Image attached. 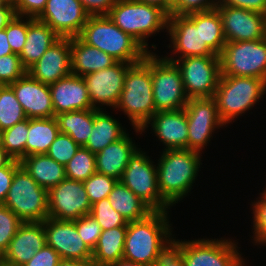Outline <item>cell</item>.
Here are the masks:
<instances>
[{"label": "cell", "instance_id": "obj_1", "mask_svg": "<svg viewBox=\"0 0 266 266\" xmlns=\"http://www.w3.org/2000/svg\"><path fill=\"white\" fill-rule=\"evenodd\" d=\"M169 211H154L145 219L128 222L123 258L153 265L172 245Z\"/></svg>", "mask_w": 266, "mask_h": 266}, {"label": "cell", "instance_id": "obj_2", "mask_svg": "<svg viewBox=\"0 0 266 266\" xmlns=\"http://www.w3.org/2000/svg\"><path fill=\"white\" fill-rule=\"evenodd\" d=\"M201 154L189 149H163L157 163V180L162 199L170 207L192 190L202 165Z\"/></svg>", "mask_w": 266, "mask_h": 266}, {"label": "cell", "instance_id": "obj_3", "mask_svg": "<svg viewBox=\"0 0 266 266\" xmlns=\"http://www.w3.org/2000/svg\"><path fill=\"white\" fill-rule=\"evenodd\" d=\"M151 77V52L143 61L133 64L126 72L123 90L115 108L127 115L136 133L156 113Z\"/></svg>", "mask_w": 266, "mask_h": 266}, {"label": "cell", "instance_id": "obj_4", "mask_svg": "<svg viewBox=\"0 0 266 266\" xmlns=\"http://www.w3.org/2000/svg\"><path fill=\"white\" fill-rule=\"evenodd\" d=\"M78 37L117 62L136 64L143 61L149 53L131 35L115 25L108 15L89 16Z\"/></svg>", "mask_w": 266, "mask_h": 266}, {"label": "cell", "instance_id": "obj_5", "mask_svg": "<svg viewBox=\"0 0 266 266\" xmlns=\"http://www.w3.org/2000/svg\"><path fill=\"white\" fill-rule=\"evenodd\" d=\"M264 94L266 82L260 78L221 75L213 98L226 125L253 108Z\"/></svg>", "mask_w": 266, "mask_h": 266}, {"label": "cell", "instance_id": "obj_6", "mask_svg": "<svg viewBox=\"0 0 266 266\" xmlns=\"http://www.w3.org/2000/svg\"><path fill=\"white\" fill-rule=\"evenodd\" d=\"M108 17L148 52V37L168 28L169 16L160 8L136 0H116Z\"/></svg>", "mask_w": 266, "mask_h": 266}, {"label": "cell", "instance_id": "obj_7", "mask_svg": "<svg viewBox=\"0 0 266 266\" xmlns=\"http://www.w3.org/2000/svg\"><path fill=\"white\" fill-rule=\"evenodd\" d=\"M3 205L22 222H43L48 218V193L20 166L13 176Z\"/></svg>", "mask_w": 266, "mask_h": 266}, {"label": "cell", "instance_id": "obj_8", "mask_svg": "<svg viewBox=\"0 0 266 266\" xmlns=\"http://www.w3.org/2000/svg\"><path fill=\"white\" fill-rule=\"evenodd\" d=\"M172 246L181 254L185 266H245L237 244L231 239H173Z\"/></svg>", "mask_w": 266, "mask_h": 266}, {"label": "cell", "instance_id": "obj_9", "mask_svg": "<svg viewBox=\"0 0 266 266\" xmlns=\"http://www.w3.org/2000/svg\"><path fill=\"white\" fill-rule=\"evenodd\" d=\"M219 58L221 75L255 77L266 82V38L226 42Z\"/></svg>", "mask_w": 266, "mask_h": 266}, {"label": "cell", "instance_id": "obj_10", "mask_svg": "<svg viewBox=\"0 0 266 266\" xmlns=\"http://www.w3.org/2000/svg\"><path fill=\"white\" fill-rule=\"evenodd\" d=\"M174 57L165 56L180 70L186 96L189 99L213 97L221 76L219 56Z\"/></svg>", "mask_w": 266, "mask_h": 266}, {"label": "cell", "instance_id": "obj_11", "mask_svg": "<svg viewBox=\"0 0 266 266\" xmlns=\"http://www.w3.org/2000/svg\"><path fill=\"white\" fill-rule=\"evenodd\" d=\"M151 52V77L155 111L183 109L188 97L185 94L180 70L174 62Z\"/></svg>", "mask_w": 266, "mask_h": 266}, {"label": "cell", "instance_id": "obj_12", "mask_svg": "<svg viewBox=\"0 0 266 266\" xmlns=\"http://www.w3.org/2000/svg\"><path fill=\"white\" fill-rule=\"evenodd\" d=\"M140 149L130 158L120 181L154 211H167L170 206L162 199L158 188L157 166Z\"/></svg>", "mask_w": 266, "mask_h": 266}, {"label": "cell", "instance_id": "obj_13", "mask_svg": "<svg viewBox=\"0 0 266 266\" xmlns=\"http://www.w3.org/2000/svg\"><path fill=\"white\" fill-rule=\"evenodd\" d=\"M167 33L170 36L173 54L178 59L193 56H218L206 43H202L201 11L186 15L172 14L168 18Z\"/></svg>", "mask_w": 266, "mask_h": 266}, {"label": "cell", "instance_id": "obj_14", "mask_svg": "<svg viewBox=\"0 0 266 266\" xmlns=\"http://www.w3.org/2000/svg\"><path fill=\"white\" fill-rule=\"evenodd\" d=\"M184 109L187 114L188 149L201 153L210 142L212 132L225 124L213 97L190 98Z\"/></svg>", "mask_w": 266, "mask_h": 266}, {"label": "cell", "instance_id": "obj_15", "mask_svg": "<svg viewBox=\"0 0 266 266\" xmlns=\"http://www.w3.org/2000/svg\"><path fill=\"white\" fill-rule=\"evenodd\" d=\"M47 193L48 218L73 221L90 214L91 203L82 181L66 178Z\"/></svg>", "mask_w": 266, "mask_h": 266}, {"label": "cell", "instance_id": "obj_16", "mask_svg": "<svg viewBox=\"0 0 266 266\" xmlns=\"http://www.w3.org/2000/svg\"><path fill=\"white\" fill-rule=\"evenodd\" d=\"M133 64L116 62L109 68L82 76L85 82L92 107L103 109L100 106H113L115 109L121 92L127 70Z\"/></svg>", "mask_w": 266, "mask_h": 266}, {"label": "cell", "instance_id": "obj_17", "mask_svg": "<svg viewBox=\"0 0 266 266\" xmlns=\"http://www.w3.org/2000/svg\"><path fill=\"white\" fill-rule=\"evenodd\" d=\"M226 42L266 38V15L243 8L218 5Z\"/></svg>", "mask_w": 266, "mask_h": 266}, {"label": "cell", "instance_id": "obj_18", "mask_svg": "<svg viewBox=\"0 0 266 266\" xmlns=\"http://www.w3.org/2000/svg\"><path fill=\"white\" fill-rule=\"evenodd\" d=\"M89 16L79 0H47L36 19L46 23L61 38H72L79 36Z\"/></svg>", "mask_w": 266, "mask_h": 266}, {"label": "cell", "instance_id": "obj_19", "mask_svg": "<svg viewBox=\"0 0 266 266\" xmlns=\"http://www.w3.org/2000/svg\"><path fill=\"white\" fill-rule=\"evenodd\" d=\"M46 244L53 248L61 259L91 261L92 250L77 232L75 220H56L46 218L43 221Z\"/></svg>", "mask_w": 266, "mask_h": 266}, {"label": "cell", "instance_id": "obj_20", "mask_svg": "<svg viewBox=\"0 0 266 266\" xmlns=\"http://www.w3.org/2000/svg\"><path fill=\"white\" fill-rule=\"evenodd\" d=\"M28 119L55 117L49 85L28 73L9 84Z\"/></svg>", "mask_w": 266, "mask_h": 266}, {"label": "cell", "instance_id": "obj_21", "mask_svg": "<svg viewBox=\"0 0 266 266\" xmlns=\"http://www.w3.org/2000/svg\"><path fill=\"white\" fill-rule=\"evenodd\" d=\"M27 73L43 84L51 85L72 73L70 38H60Z\"/></svg>", "mask_w": 266, "mask_h": 266}, {"label": "cell", "instance_id": "obj_22", "mask_svg": "<svg viewBox=\"0 0 266 266\" xmlns=\"http://www.w3.org/2000/svg\"><path fill=\"white\" fill-rule=\"evenodd\" d=\"M150 124L158 140L164 144V150L188 149V124L184 108L156 112L141 129V132Z\"/></svg>", "mask_w": 266, "mask_h": 266}, {"label": "cell", "instance_id": "obj_23", "mask_svg": "<svg viewBox=\"0 0 266 266\" xmlns=\"http://www.w3.org/2000/svg\"><path fill=\"white\" fill-rule=\"evenodd\" d=\"M45 244L46 233L43 222H23L1 259L13 266H23Z\"/></svg>", "mask_w": 266, "mask_h": 266}, {"label": "cell", "instance_id": "obj_24", "mask_svg": "<svg viewBox=\"0 0 266 266\" xmlns=\"http://www.w3.org/2000/svg\"><path fill=\"white\" fill-rule=\"evenodd\" d=\"M49 87L55 116L64 112L94 109L82 76L71 73Z\"/></svg>", "mask_w": 266, "mask_h": 266}, {"label": "cell", "instance_id": "obj_25", "mask_svg": "<svg viewBox=\"0 0 266 266\" xmlns=\"http://www.w3.org/2000/svg\"><path fill=\"white\" fill-rule=\"evenodd\" d=\"M139 148L133 143L129 133L95 154L96 172L120 181L130 158Z\"/></svg>", "mask_w": 266, "mask_h": 266}, {"label": "cell", "instance_id": "obj_26", "mask_svg": "<svg viewBox=\"0 0 266 266\" xmlns=\"http://www.w3.org/2000/svg\"><path fill=\"white\" fill-rule=\"evenodd\" d=\"M60 38L46 23L28 17L26 41L19 54L23 67L28 70Z\"/></svg>", "mask_w": 266, "mask_h": 266}, {"label": "cell", "instance_id": "obj_27", "mask_svg": "<svg viewBox=\"0 0 266 266\" xmlns=\"http://www.w3.org/2000/svg\"><path fill=\"white\" fill-rule=\"evenodd\" d=\"M72 74L84 76L111 67L117 61L107 53L84 43L79 37L70 38Z\"/></svg>", "mask_w": 266, "mask_h": 266}, {"label": "cell", "instance_id": "obj_28", "mask_svg": "<svg viewBox=\"0 0 266 266\" xmlns=\"http://www.w3.org/2000/svg\"><path fill=\"white\" fill-rule=\"evenodd\" d=\"M20 165L38 185L47 191L66 179L65 166L47 154L26 156L20 160Z\"/></svg>", "mask_w": 266, "mask_h": 266}, {"label": "cell", "instance_id": "obj_29", "mask_svg": "<svg viewBox=\"0 0 266 266\" xmlns=\"http://www.w3.org/2000/svg\"><path fill=\"white\" fill-rule=\"evenodd\" d=\"M126 134L119 121L103 109H93V128L87 143L83 146L93 154L99 153L111 143Z\"/></svg>", "mask_w": 266, "mask_h": 266}, {"label": "cell", "instance_id": "obj_30", "mask_svg": "<svg viewBox=\"0 0 266 266\" xmlns=\"http://www.w3.org/2000/svg\"><path fill=\"white\" fill-rule=\"evenodd\" d=\"M108 200L127 222L139 221L148 217L154 210L136 196L121 181H117L108 195Z\"/></svg>", "mask_w": 266, "mask_h": 266}, {"label": "cell", "instance_id": "obj_31", "mask_svg": "<svg viewBox=\"0 0 266 266\" xmlns=\"http://www.w3.org/2000/svg\"><path fill=\"white\" fill-rule=\"evenodd\" d=\"M127 227H116L102 231L92 251L93 266H109L123 258Z\"/></svg>", "mask_w": 266, "mask_h": 266}, {"label": "cell", "instance_id": "obj_32", "mask_svg": "<svg viewBox=\"0 0 266 266\" xmlns=\"http://www.w3.org/2000/svg\"><path fill=\"white\" fill-rule=\"evenodd\" d=\"M59 132L56 117L28 119L25 157L46 154Z\"/></svg>", "mask_w": 266, "mask_h": 266}, {"label": "cell", "instance_id": "obj_33", "mask_svg": "<svg viewBox=\"0 0 266 266\" xmlns=\"http://www.w3.org/2000/svg\"><path fill=\"white\" fill-rule=\"evenodd\" d=\"M55 117L61 133L68 134L80 146L87 143L93 128V109L64 112Z\"/></svg>", "mask_w": 266, "mask_h": 266}, {"label": "cell", "instance_id": "obj_34", "mask_svg": "<svg viewBox=\"0 0 266 266\" xmlns=\"http://www.w3.org/2000/svg\"><path fill=\"white\" fill-rule=\"evenodd\" d=\"M201 35L202 43H206L219 56L226 44V39L223 33L222 19L216 8L201 11Z\"/></svg>", "mask_w": 266, "mask_h": 266}, {"label": "cell", "instance_id": "obj_35", "mask_svg": "<svg viewBox=\"0 0 266 266\" xmlns=\"http://www.w3.org/2000/svg\"><path fill=\"white\" fill-rule=\"evenodd\" d=\"M27 119L26 114L9 85H0V131Z\"/></svg>", "mask_w": 266, "mask_h": 266}, {"label": "cell", "instance_id": "obj_36", "mask_svg": "<svg viewBox=\"0 0 266 266\" xmlns=\"http://www.w3.org/2000/svg\"><path fill=\"white\" fill-rule=\"evenodd\" d=\"M28 135V118L13 127L1 132V145L15 160L25 157V146Z\"/></svg>", "mask_w": 266, "mask_h": 266}, {"label": "cell", "instance_id": "obj_37", "mask_svg": "<svg viewBox=\"0 0 266 266\" xmlns=\"http://www.w3.org/2000/svg\"><path fill=\"white\" fill-rule=\"evenodd\" d=\"M66 178L85 181L96 172L95 154L81 146L74 157L65 165Z\"/></svg>", "mask_w": 266, "mask_h": 266}, {"label": "cell", "instance_id": "obj_38", "mask_svg": "<svg viewBox=\"0 0 266 266\" xmlns=\"http://www.w3.org/2000/svg\"><path fill=\"white\" fill-rule=\"evenodd\" d=\"M90 214L101 226L102 231L116 227H127L128 224L124 217L112 208L108 198L93 203Z\"/></svg>", "mask_w": 266, "mask_h": 266}, {"label": "cell", "instance_id": "obj_39", "mask_svg": "<svg viewBox=\"0 0 266 266\" xmlns=\"http://www.w3.org/2000/svg\"><path fill=\"white\" fill-rule=\"evenodd\" d=\"M117 181L113 177L98 172H95L87 180L83 181L91 205L104 198H108Z\"/></svg>", "mask_w": 266, "mask_h": 266}, {"label": "cell", "instance_id": "obj_40", "mask_svg": "<svg viewBox=\"0 0 266 266\" xmlns=\"http://www.w3.org/2000/svg\"><path fill=\"white\" fill-rule=\"evenodd\" d=\"M80 147L68 134L59 132L46 154L59 164L65 166Z\"/></svg>", "mask_w": 266, "mask_h": 266}, {"label": "cell", "instance_id": "obj_41", "mask_svg": "<svg viewBox=\"0 0 266 266\" xmlns=\"http://www.w3.org/2000/svg\"><path fill=\"white\" fill-rule=\"evenodd\" d=\"M22 223L7 206L0 204V258Z\"/></svg>", "mask_w": 266, "mask_h": 266}, {"label": "cell", "instance_id": "obj_42", "mask_svg": "<svg viewBox=\"0 0 266 266\" xmlns=\"http://www.w3.org/2000/svg\"><path fill=\"white\" fill-rule=\"evenodd\" d=\"M26 18V20H25ZM9 45L15 54L22 52L28 30V17L15 15L5 28Z\"/></svg>", "mask_w": 266, "mask_h": 266}, {"label": "cell", "instance_id": "obj_43", "mask_svg": "<svg viewBox=\"0 0 266 266\" xmlns=\"http://www.w3.org/2000/svg\"><path fill=\"white\" fill-rule=\"evenodd\" d=\"M27 70L23 67L18 54L0 57V85H9L23 77Z\"/></svg>", "mask_w": 266, "mask_h": 266}, {"label": "cell", "instance_id": "obj_44", "mask_svg": "<svg viewBox=\"0 0 266 266\" xmlns=\"http://www.w3.org/2000/svg\"><path fill=\"white\" fill-rule=\"evenodd\" d=\"M260 200L252 202L253 239L255 243L266 245V190L260 193Z\"/></svg>", "mask_w": 266, "mask_h": 266}, {"label": "cell", "instance_id": "obj_45", "mask_svg": "<svg viewBox=\"0 0 266 266\" xmlns=\"http://www.w3.org/2000/svg\"><path fill=\"white\" fill-rule=\"evenodd\" d=\"M75 225L82 240L93 251L102 233L101 226L91 214L76 219Z\"/></svg>", "mask_w": 266, "mask_h": 266}, {"label": "cell", "instance_id": "obj_46", "mask_svg": "<svg viewBox=\"0 0 266 266\" xmlns=\"http://www.w3.org/2000/svg\"><path fill=\"white\" fill-rule=\"evenodd\" d=\"M217 0H173L172 14L186 15L193 12L208 11L214 9Z\"/></svg>", "mask_w": 266, "mask_h": 266}, {"label": "cell", "instance_id": "obj_47", "mask_svg": "<svg viewBox=\"0 0 266 266\" xmlns=\"http://www.w3.org/2000/svg\"><path fill=\"white\" fill-rule=\"evenodd\" d=\"M60 255L49 245L36 252V254L23 266H58Z\"/></svg>", "mask_w": 266, "mask_h": 266}, {"label": "cell", "instance_id": "obj_48", "mask_svg": "<svg viewBox=\"0 0 266 266\" xmlns=\"http://www.w3.org/2000/svg\"><path fill=\"white\" fill-rule=\"evenodd\" d=\"M47 0H16L14 3L17 16L37 18L45 8Z\"/></svg>", "mask_w": 266, "mask_h": 266}, {"label": "cell", "instance_id": "obj_49", "mask_svg": "<svg viewBox=\"0 0 266 266\" xmlns=\"http://www.w3.org/2000/svg\"><path fill=\"white\" fill-rule=\"evenodd\" d=\"M20 166V161L13 159L7 166L0 168V204L4 203L15 171Z\"/></svg>", "mask_w": 266, "mask_h": 266}, {"label": "cell", "instance_id": "obj_50", "mask_svg": "<svg viewBox=\"0 0 266 266\" xmlns=\"http://www.w3.org/2000/svg\"><path fill=\"white\" fill-rule=\"evenodd\" d=\"M90 16L108 15L116 0H79Z\"/></svg>", "mask_w": 266, "mask_h": 266}, {"label": "cell", "instance_id": "obj_51", "mask_svg": "<svg viewBox=\"0 0 266 266\" xmlns=\"http://www.w3.org/2000/svg\"><path fill=\"white\" fill-rule=\"evenodd\" d=\"M218 5L243 8L266 15V0H218Z\"/></svg>", "mask_w": 266, "mask_h": 266}, {"label": "cell", "instance_id": "obj_52", "mask_svg": "<svg viewBox=\"0 0 266 266\" xmlns=\"http://www.w3.org/2000/svg\"><path fill=\"white\" fill-rule=\"evenodd\" d=\"M152 266H185L181 254L171 245Z\"/></svg>", "mask_w": 266, "mask_h": 266}, {"label": "cell", "instance_id": "obj_53", "mask_svg": "<svg viewBox=\"0 0 266 266\" xmlns=\"http://www.w3.org/2000/svg\"><path fill=\"white\" fill-rule=\"evenodd\" d=\"M141 3L156 6L162 9L168 16L172 15L173 0H136Z\"/></svg>", "mask_w": 266, "mask_h": 266}, {"label": "cell", "instance_id": "obj_54", "mask_svg": "<svg viewBox=\"0 0 266 266\" xmlns=\"http://www.w3.org/2000/svg\"><path fill=\"white\" fill-rule=\"evenodd\" d=\"M15 15L14 8H0V30L5 29Z\"/></svg>", "mask_w": 266, "mask_h": 266}, {"label": "cell", "instance_id": "obj_55", "mask_svg": "<svg viewBox=\"0 0 266 266\" xmlns=\"http://www.w3.org/2000/svg\"><path fill=\"white\" fill-rule=\"evenodd\" d=\"M11 54L13 51L9 45L6 30L2 29L0 30V57Z\"/></svg>", "mask_w": 266, "mask_h": 266}, {"label": "cell", "instance_id": "obj_56", "mask_svg": "<svg viewBox=\"0 0 266 266\" xmlns=\"http://www.w3.org/2000/svg\"><path fill=\"white\" fill-rule=\"evenodd\" d=\"M58 266H93L91 261L61 259Z\"/></svg>", "mask_w": 266, "mask_h": 266}, {"label": "cell", "instance_id": "obj_57", "mask_svg": "<svg viewBox=\"0 0 266 266\" xmlns=\"http://www.w3.org/2000/svg\"><path fill=\"white\" fill-rule=\"evenodd\" d=\"M12 160L13 158L0 145V168L7 166Z\"/></svg>", "mask_w": 266, "mask_h": 266}, {"label": "cell", "instance_id": "obj_58", "mask_svg": "<svg viewBox=\"0 0 266 266\" xmlns=\"http://www.w3.org/2000/svg\"><path fill=\"white\" fill-rule=\"evenodd\" d=\"M109 266H152V265L139 264V263L133 262L131 260L121 258L120 260L110 264Z\"/></svg>", "mask_w": 266, "mask_h": 266}, {"label": "cell", "instance_id": "obj_59", "mask_svg": "<svg viewBox=\"0 0 266 266\" xmlns=\"http://www.w3.org/2000/svg\"><path fill=\"white\" fill-rule=\"evenodd\" d=\"M0 8H14V4L8 0H0Z\"/></svg>", "mask_w": 266, "mask_h": 266}, {"label": "cell", "instance_id": "obj_60", "mask_svg": "<svg viewBox=\"0 0 266 266\" xmlns=\"http://www.w3.org/2000/svg\"><path fill=\"white\" fill-rule=\"evenodd\" d=\"M0 266H13L12 264H9L5 261H3L1 258H0Z\"/></svg>", "mask_w": 266, "mask_h": 266}, {"label": "cell", "instance_id": "obj_61", "mask_svg": "<svg viewBox=\"0 0 266 266\" xmlns=\"http://www.w3.org/2000/svg\"><path fill=\"white\" fill-rule=\"evenodd\" d=\"M10 3H15L16 2V0H8Z\"/></svg>", "mask_w": 266, "mask_h": 266}]
</instances>
